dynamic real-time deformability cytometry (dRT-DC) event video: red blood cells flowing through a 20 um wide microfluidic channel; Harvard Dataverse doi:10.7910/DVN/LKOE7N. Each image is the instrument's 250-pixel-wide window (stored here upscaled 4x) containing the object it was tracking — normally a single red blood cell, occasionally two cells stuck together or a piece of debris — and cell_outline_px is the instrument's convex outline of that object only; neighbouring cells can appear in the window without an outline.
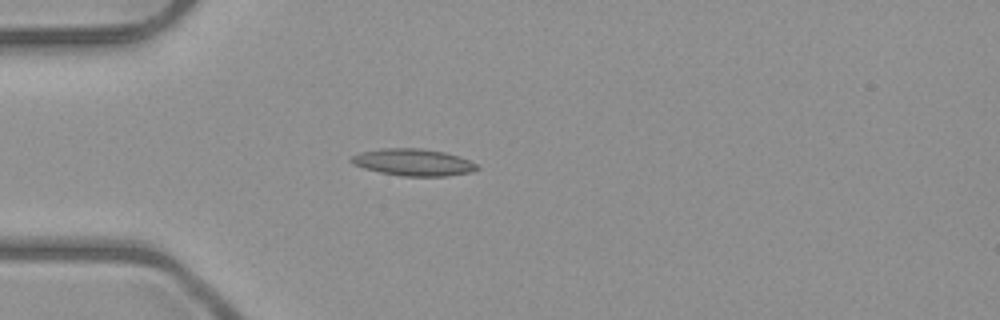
{"species": "common noctule bat (a hibernating species)", "species_latin": "Nyctalus noctula", "temperature_condition": "room temperature", "stored_images_in_passage": 6, "camera_frame_rate_fps": 3000, "um_per_image_px": 0.085, "animal": {"sex": "male", "body_mass_g": 23.1, "forearm_length_mm": 52.7}, "frame": {"image": 1, "passage_image": 5, "time_ms": 4.667, "image_size_px": [1000, 320], "cell_outline_px": [[480, 168], [472, 172], [448, 176], [400, 176], [380, 172], [364, 168], [352, 164], [348, 160], [352, 156], [360, 152], [380, 148], [420, 148], [444, 152], [460, 156], [476, 164]], "centroid_in_image_um": [35.11, 13.79], "position_along_channel_um": 49.9, "area_um2": 19.88}}